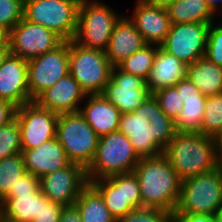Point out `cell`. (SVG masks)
<instances>
[{"instance_id":"obj_29","label":"cell","mask_w":222,"mask_h":222,"mask_svg":"<svg viewBox=\"0 0 222 222\" xmlns=\"http://www.w3.org/2000/svg\"><path fill=\"white\" fill-rule=\"evenodd\" d=\"M159 47V45L147 44L124 59L117 67L126 73L135 75L146 81L153 67L156 51Z\"/></svg>"},{"instance_id":"obj_21","label":"cell","mask_w":222,"mask_h":222,"mask_svg":"<svg viewBox=\"0 0 222 222\" xmlns=\"http://www.w3.org/2000/svg\"><path fill=\"white\" fill-rule=\"evenodd\" d=\"M21 154L26 172L37 176L39 179L71 163L56 137L44 142L39 147L22 149Z\"/></svg>"},{"instance_id":"obj_43","label":"cell","mask_w":222,"mask_h":222,"mask_svg":"<svg viewBox=\"0 0 222 222\" xmlns=\"http://www.w3.org/2000/svg\"><path fill=\"white\" fill-rule=\"evenodd\" d=\"M216 147V155L219 162L222 164V129L213 136Z\"/></svg>"},{"instance_id":"obj_44","label":"cell","mask_w":222,"mask_h":222,"mask_svg":"<svg viewBox=\"0 0 222 222\" xmlns=\"http://www.w3.org/2000/svg\"><path fill=\"white\" fill-rule=\"evenodd\" d=\"M207 6L212 10V12L218 17L219 10L222 11V0H205ZM220 8V9H219ZM218 11V12H217Z\"/></svg>"},{"instance_id":"obj_2","label":"cell","mask_w":222,"mask_h":222,"mask_svg":"<svg viewBox=\"0 0 222 222\" xmlns=\"http://www.w3.org/2000/svg\"><path fill=\"white\" fill-rule=\"evenodd\" d=\"M133 173L139 182L143 207L174 212L182 180L163 153L140 158Z\"/></svg>"},{"instance_id":"obj_41","label":"cell","mask_w":222,"mask_h":222,"mask_svg":"<svg viewBox=\"0 0 222 222\" xmlns=\"http://www.w3.org/2000/svg\"><path fill=\"white\" fill-rule=\"evenodd\" d=\"M59 222H83L75 205L64 206Z\"/></svg>"},{"instance_id":"obj_12","label":"cell","mask_w":222,"mask_h":222,"mask_svg":"<svg viewBox=\"0 0 222 222\" xmlns=\"http://www.w3.org/2000/svg\"><path fill=\"white\" fill-rule=\"evenodd\" d=\"M58 114L40 107L35 101L16 108L22 149L39 147L56 137Z\"/></svg>"},{"instance_id":"obj_39","label":"cell","mask_w":222,"mask_h":222,"mask_svg":"<svg viewBox=\"0 0 222 222\" xmlns=\"http://www.w3.org/2000/svg\"><path fill=\"white\" fill-rule=\"evenodd\" d=\"M171 222H218V219L216 215L192 214L186 216L179 213H172Z\"/></svg>"},{"instance_id":"obj_25","label":"cell","mask_w":222,"mask_h":222,"mask_svg":"<svg viewBox=\"0 0 222 222\" xmlns=\"http://www.w3.org/2000/svg\"><path fill=\"white\" fill-rule=\"evenodd\" d=\"M186 77L206 97L222 93V67L206 57L187 65Z\"/></svg>"},{"instance_id":"obj_28","label":"cell","mask_w":222,"mask_h":222,"mask_svg":"<svg viewBox=\"0 0 222 222\" xmlns=\"http://www.w3.org/2000/svg\"><path fill=\"white\" fill-rule=\"evenodd\" d=\"M74 205L83 222H117L110 215L100 193L90 183L81 190Z\"/></svg>"},{"instance_id":"obj_18","label":"cell","mask_w":222,"mask_h":222,"mask_svg":"<svg viewBox=\"0 0 222 222\" xmlns=\"http://www.w3.org/2000/svg\"><path fill=\"white\" fill-rule=\"evenodd\" d=\"M86 97L79 83L67 74L53 86L40 93L34 101L42 108L58 115L79 112Z\"/></svg>"},{"instance_id":"obj_33","label":"cell","mask_w":222,"mask_h":222,"mask_svg":"<svg viewBox=\"0 0 222 222\" xmlns=\"http://www.w3.org/2000/svg\"><path fill=\"white\" fill-rule=\"evenodd\" d=\"M152 95L157 100L161 110L173 120L183 109V101L175 86L159 89Z\"/></svg>"},{"instance_id":"obj_16","label":"cell","mask_w":222,"mask_h":222,"mask_svg":"<svg viewBox=\"0 0 222 222\" xmlns=\"http://www.w3.org/2000/svg\"><path fill=\"white\" fill-rule=\"evenodd\" d=\"M102 95L123 114L133 112L151 93L145 80L114 66Z\"/></svg>"},{"instance_id":"obj_42","label":"cell","mask_w":222,"mask_h":222,"mask_svg":"<svg viewBox=\"0 0 222 222\" xmlns=\"http://www.w3.org/2000/svg\"><path fill=\"white\" fill-rule=\"evenodd\" d=\"M11 30L0 25V48H10Z\"/></svg>"},{"instance_id":"obj_27","label":"cell","mask_w":222,"mask_h":222,"mask_svg":"<svg viewBox=\"0 0 222 222\" xmlns=\"http://www.w3.org/2000/svg\"><path fill=\"white\" fill-rule=\"evenodd\" d=\"M166 9L171 24L213 23L217 18L205 0H175Z\"/></svg>"},{"instance_id":"obj_36","label":"cell","mask_w":222,"mask_h":222,"mask_svg":"<svg viewBox=\"0 0 222 222\" xmlns=\"http://www.w3.org/2000/svg\"><path fill=\"white\" fill-rule=\"evenodd\" d=\"M24 17V0H0V25L10 30Z\"/></svg>"},{"instance_id":"obj_37","label":"cell","mask_w":222,"mask_h":222,"mask_svg":"<svg viewBox=\"0 0 222 222\" xmlns=\"http://www.w3.org/2000/svg\"><path fill=\"white\" fill-rule=\"evenodd\" d=\"M64 205L51 201L40 193V211L32 222H59Z\"/></svg>"},{"instance_id":"obj_6","label":"cell","mask_w":222,"mask_h":222,"mask_svg":"<svg viewBox=\"0 0 222 222\" xmlns=\"http://www.w3.org/2000/svg\"><path fill=\"white\" fill-rule=\"evenodd\" d=\"M112 69L104 50L69 41V74L86 95L102 93L110 81Z\"/></svg>"},{"instance_id":"obj_38","label":"cell","mask_w":222,"mask_h":222,"mask_svg":"<svg viewBox=\"0 0 222 222\" xmlns=\"http://www.w3.org/2000/svg\"><path fill=\"white\" fill-rule=\"evenodd\" d=\"M40 189V179L33 174L26 172L20 178L14 187H11L6 197H15L17 194H29Z\"/></svg>"},{"instance_id":"obj_46","label":"cell","mask_w":222,"mask_h":222,"mask_svg":"<svg viewBox=\"0 0 222 222\" xmlns=\"http://www.w3.org/2000/svg\"><path fill=\"white\" fill-rule=\"evenodd\" d=\"M9 53H10L9 48H0V67Z\"/></svg>"},{"instance_id":"obj_8","label":"cell","mask_w":222,"mask_h":222,"mask_svg":"<svg viewBox=\"0 0 222 222\" xmlns=\"http://www.w3.org/2000/svg\"><path fill=\"white\" fill-rule=\"evenodd\" d=\"M80 3L81 0H24V18L70 41L77 31Z\"/></svg>"},{"instance_id":"obj_23","label":"cell","mask_w":222,"mask_h":222,"mask_svg":"<svg viewBox=\"0 0 222 222\" xmlns=\"http://www.w3.org/2000/svg\"><path fill=\"white\" fill-rule=\"evenodd\" d=\"M85 99L79 112L99 137L119 129L121 112L102 93L86 95Z\"/></svg>"},{"instance_id":"obj_45","label":"cell","mask_w":222,"mask_h":222,"mask_svg":"<svg viewBox=\"0 0 222 222\" xmlns=\"http://www.w3.org/2000/svg\"><path fill=\"white\" fill-rule=\"evenodd\" d=\"M146 3L167 8L175 0H144Z\"/></svg>"},{"instance_id":"obj_11","label":"cell","mask_w":222,"mask_h":222,"mask_svg":"<svg viewBox=\"0 0 222 222\" xmlns=\"http://www.w3.org/2000/svg\"><path fill=\"white\" fill-rule=\"evenodd\" d=\"M69 74V41H63L54 50L28 60V87L34 99L48 87Z\"/></svg>"},{"instance_id":"obj_24","label":"cell","mask_w":222,"mask_h":222,"mask_svg":"<svg viewBox=\"0 0 222 222\" xmlns=\"http://www.w3.org/2000/svg\"><path fill=\"white\" fill-rule=\"evenodd\" d=\"M186 72L187 64L159 47L146 80L147 89L152 94L159 89L174 86L186 78Z\"/></svg>"},{"instance_id":"obj_32","label":"cell","mask_w":222,"mask_h":222,"mask_svg":"<svg viewBox=\"0 0 222 222\" xmlns=\"http://www.w3.org/2000/svg\"><path fill=\"white\" fill-rule=\"evenodd\" d=\"M22 152L19 124L16 118L0 127V159Z\"/></svg>"},{"instance_id":"obj_15","label":"cell","mask_w":222,"mask_h":222,"mask_svg":"<svg viewBox=\"0 0 222 222\" xmlns=\"http://www.w3.org/2000/svg\"><path fill=\"white\" fill-rule=\"evenodd\" d=\"M87 184L86 169L73 162L40 178V189L43 195L64 206L74 205L81 190Z\"/></svg>"},{"instance_id":"obj_7","label":"cell","mask_w":222,"mask_h":222,"mask_svg":"<svg viewBox=\"0 0 222 222\" xmlns=\"http://www.w3.org/2000/svg\"><path fill=\"white\" fill-rule=\"evenodd\" d=\"M118 14L110 5L98 0H81L74 41L86 48L106 50Z\"/></svg>"},{"instance_id":"obj_9","label":"cell","mask_w":222,"mask_h":222,"mask_svg":"<svg viewBox=\"0 0 222 222\" xmlns=\"http://www.w3.org/2000/svg\"><path fill=\"white\" fill-rule=\"evenodd\" d=\"M56 138L71 162L86 169L93 161L99 136L80 112L58 116Z\"/></svg>"},{"instance_id":"obj_31","label":"cell","mask_w":222,"mask_h":222,"mask_svg":"<svg viewBox=\"0 0 222 222\" xmlns=\"http://www.w3.org/2000/svg\"><path fill=\"white\" fill-rule=\"evenodd\" d=\"M222 129V93L206 97L205 111L198 133L213 137Z\"/></svg>"},{"instance_id":"obj_14","label":"cell","mask_w":222,"mask_h":222,"mask_svg":"<svg viewBox=\"0 0 222 222\" xmlns=\"http://www.w3.org/2000/svg\"><path fill=\"white\" fill-rule=\"evenodd\" d=\"M63 41L54 31L23 17L11 30L9 50L12 55L30 60L54 50Z\"/></svg>"},{"instance_id":"obj_5","label":"cell","mask_w":222,"mask_h":222,"mask_svg":"<svg viewBox=\"0 0 222 222\" xmlns=\"http://www.w3.org/2000/svg\"><path fill=\"white\" fill-rule=\"evenodd\" d=\"M222 207V164L213 171L182 181L173 213L216 215Z\"/></svg>"},{"instance_id":"obj_3","label":"cell","mask_w":222,"mask_h":222,"mask_svg":"<svg viewBox=\"0 0 222 222\" xmlns=\"http://www.w3.org/2000/svg\"><path fill=\"white\" fill-rule=\"evenodd\" d=\"M163 154L182 181L221 165L214 138L198 132H177Z\"/></svg>"},{"instance_id":"obj_47","label":"cell","mask_w":222,"mask_h":222,"mask_svg":"<svg viewBox=\"0 0 222 222\" xmlns=\"http://www.w3.org/2000/svg\"><path fill=\"white\" fill-rule=\"evenodd\" d=\"M218 222H222V207L218 210L217 214Z\"/></svg>"},{"instance_id":"obj_26","label":"cell","mask_w":222,"mask_h":222,"mask_svg":"<svg viewBox=\"0 0 222 222\" xmlns=\"http://www.w3.org/2000/svg\"><path fill=\"white\" fill-rule=\"evenodd\" d=\"M41 189L29 194L5 197L0 202V216L11 222H32L40 211Z\"/></svg>"},{"instance_id":"obj_40","label":"cell","mask_w":222,"mask_h":222,"mask_svg":"<svg viewBox=\"0 0 222 222\" xmlns=\"http://www.w3.org/2000/svg\"><path fill=\"white\" fill-rule=\"evenodd\" d=\"M16 108L11 102L0 99V127L15 118Z\"/></svg>"},{"instance_id":"obj_10","label":"cell","mask_w":222,"mask_h":222,"mask_svg":"<svg viewBox=\"0 0 222 222\" xmlns=\"http://www.w3.org/2000/svg\"><path fill=\"white\" fill-rule=\"evenodd\" d=\"M89 183L100 193L116 221L130 210L143 207L139 182L133 172L98 178Z\"/></svg>"},{"instance_id":"obj_1","label":"cell","mask_w":222,"mask_h":222,"mask_svg":"<svg viewBox=\"0 0 222 222\" xmlns=\"http://www.w3.org/2000/svg\"><path fill=\"white\" fill-rule=\"evenodd\" d=\"M118 130L129 138L140 158L161 155L177 133L174 120L152 94L133 112L120 115Z\"/></svg>"},{"instance_id":"obj_22","label":"cell","mask_w":222,"mask_h":222,"mask_svg":"<svg viewBox=\"0 0 222 222\" xmlns=\"http://www.w3.org/2000/svg\"><path fill=\"white\" fill-rule=\"evenodd\" d=\"M145 45L147 43L130 20L129 15H122L113 28L105 53L114 67Z\"/></svg>"},{"instance_id":"obj_34","label":"cell","mask_w":222,"mask_h":222,"mask_svg":"<svg viewBox=\"0 0 222 222\" xmlns=\"http://www.w3.org/2000/svg\"><path fill=\"white\" fill-rule=\"evenodd\" d=\"M171 212L159 208H134L117 222H171Z\"/></svg>"},{"instance_id":"obj_13","label":"cell","mask_w":222,"mask_h":222,"mask_svg":"<svg viewBox=\"0 0 222 222\" xmlns=\"http://www.w3.org/2000/svg\"><path fill=\"white\" fill-rule=\"evenodd\" d=\"M211 23L171 24L160 47L189 65L205 57L208 30Z\"/></svg>"},{"instance_id":"obj_48","label":"cell","mask_w":222,"mask_h":222,"mask_svg":"<svg viewBox=\"0 0 222 222\" xmlns=\"http://www.w3.org/2000/svg\"><path fill=\"white\" fill-rule=\"evenodd\" d=\"M0 222H11V221H9V220H7V219H5V218L0 216Z\"/></svg>"},{"instance_id":"obj_4","label":"cell","mask_w":222,"mask_h":222,"mask_svg":"<svg viewBox=\"0 0 222 222\" xmlns=\"http://www.w3.org/2000/svg\"><path fill=\"white\" fill-rule=\"evenodd\" d=\"M140 157L119 130L99 137L93 161L86 168L88 183L111 175L132 173Z\"/></svg>"},{"instance_id":"obj_35","label":"cell","mask_w":222,"mask_h":222,"mask_svg":"<svg viewBox=\"0 0 222 222\" xmlns=\"http://www.w3.org/2000/svg\"><path fill=\"white\" fill-rule=\"evenodd\" d=\"M211 23L208 30L205 57L222 67V21Z\"/></svg>"},{"instance_id":"obj_17","label":"cell","mask_w":222,"mask_h":222,"mask_svg":"<svg viewBox=\"0 0 222 222\" xmlns=\"http://www.w3.org/2000/svg\"><path fill=\"white\" fill-rule=\"evenodd\" d=\"M28 60L9 53L0 67V99L20 107L32 102L28 87Z\"/></svg>"},{"instance_id":"obj_30","label":"cell","mask_w":222,"mask_h":222,"mask_svg":"<svg viewBox=\"0 0 222 222\" xmlns=\"http://www.w3.org/2000/svg\"><path fill=\"white\" fill-rule=\"evenodd\" d=\"M26 173L21 153L0 159V202L8 195L18 178Z\"/></svg>"},{"instance_id":"obj_20","label":"cell","mask_w":222,"mask_h":222,"mask_svg":"<svg viewBox=\"0 0 222 222\" xmlns=\"http://www.w3.org/2000/svg\"><path fill=\"white\" fill-rule=\"evenodd\" d=\"M183 101V109L174 120L177 132H198L202 124L206 96L186 77L175 85Z\"/></svg>"},{"instance_id":"obj_19","label":"cell","mask_w":222,"mask_h":222,"mask_svg":"<svg viewBox=\"0 0 222 222\" xmlns=\"http://www.w3.org/2000/svg\"><path fill=\"white\" fill-rule=\"evenodd\" d=\"M130 20L147 44L161 45L170 30L171 22L165 7L136 0Z\"/></svg>"}]
</instances>
